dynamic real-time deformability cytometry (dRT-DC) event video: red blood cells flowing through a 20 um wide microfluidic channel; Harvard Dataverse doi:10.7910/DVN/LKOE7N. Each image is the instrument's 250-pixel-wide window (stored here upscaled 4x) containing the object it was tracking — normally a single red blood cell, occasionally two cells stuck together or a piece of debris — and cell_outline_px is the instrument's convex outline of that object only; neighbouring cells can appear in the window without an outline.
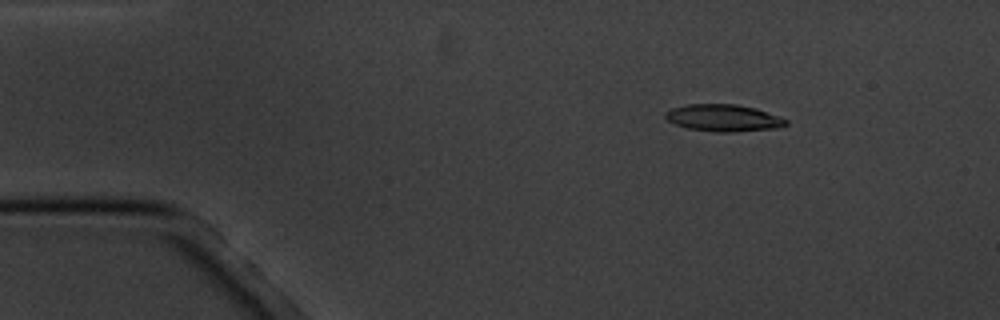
{"species": "common noctule bat (a hibernating species)", "species_latin": "Nyctalus noctula", "temperature_condition": "cold", "stored_images_in_passage": 17, "segment_of_instrument_passage": [1, 2], "camera_frame_rate_fps": 3000, "um_per_image_px": 0.085, "animal": {"sex": "male", "body_mass_g": 20.1, "forearm_length_mm": 53.5}, "frame": {"image": 1, "passage_image": 2, "time_ms": 1.333, "image_size_px": [1000, 320], "cell_outline_px": [[788, 124], [780, 128], [736, 132], [716, 132], [688, 128], [676, 124], [668, 120], [664, 116], [664, 112], [672, 108], [688, 104], [736, 104], [756, 108], [788, 120]], "centroid_in_image_um": [61.51, 10.03], "position_along_channel_um": 23.5, "area_um2": 19.02}}
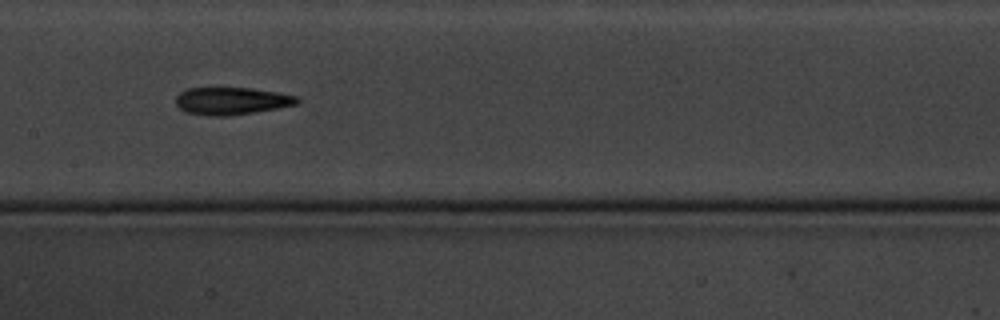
{"frame": {"image": 2, "passage_image": 8, "time_ms": 8.0, "image_size_px": [1000, 320], "cell_outline_px": [[300, 100], [296, 104], [276, 108], [228, 116], [208, 116], [188, 112], [180, 108], [176, 104], [176, 96], [180, 92], [188, 88], [248, 88], [276, 92], [296, 96]], "centroid_in_image_um": [19.65, 8.58], "position_along_channel_um": 187.8, "area_um2": 19.07}}
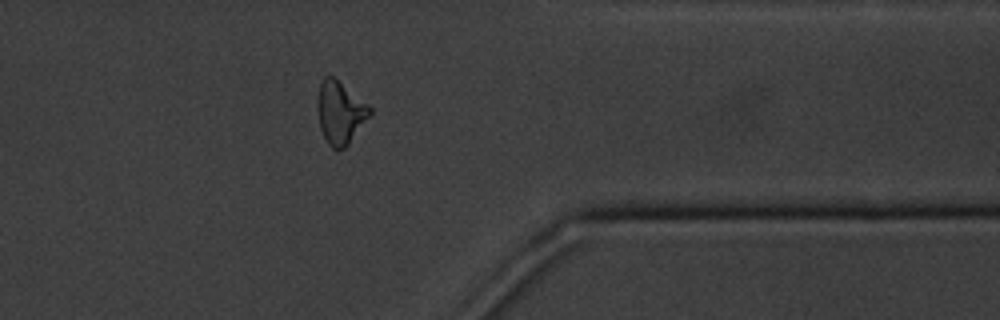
{"frame": {"image": 3, "passage_image": 13, "time_ms": 14.0, "image_size_px": [1000, 320], "cell_outline_px": [[372, 112], [348, 144], [344, 148], [332, 148], [328, 144], [320, 128], [316, 108], [320, 84], [324, 76], [332, 76], [368, 104], [372, 108]], "centroid_in_image_um": [28.89, 9.56], "position_along_channel_um": 382.5, "area_um2": 18.79}}